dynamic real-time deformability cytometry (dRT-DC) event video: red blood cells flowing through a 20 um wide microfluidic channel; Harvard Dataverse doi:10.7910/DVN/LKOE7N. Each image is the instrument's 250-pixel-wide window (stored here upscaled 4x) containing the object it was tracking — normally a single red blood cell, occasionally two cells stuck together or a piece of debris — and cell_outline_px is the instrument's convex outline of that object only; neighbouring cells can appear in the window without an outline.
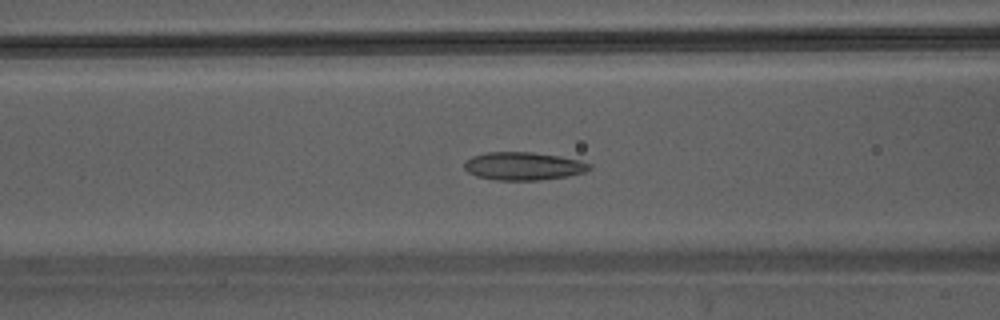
{"species": "Egyptian fruit bat (a non-hibernating species)", "species_latin": "Rousettus aegyptiacus", "temperature_condition": "warm", "stored_images_in_passage": 45, "camera_frame_rate_fps": 3000, "um_per_image_px": 0.085, "animal": {"sex": "male"}, "frame": {"image": 1, "passage_image": 19, "time_ms": 6.0, "image_size_px": [1000, 320], "cell_outline_px": [[592, 168], [584, 172], [568, 176], [540, 180], [496, 180], [476, 176], [468, 172], [464, 168], [464, 164], [472, 156], [488, 152], [532, 152], [560, 156], [580, 160], [592, 164]], "centroid_in_image_um": [44.51, 14.12], "position_along_channel_um": 122.1, "area_um2": 20.46}}
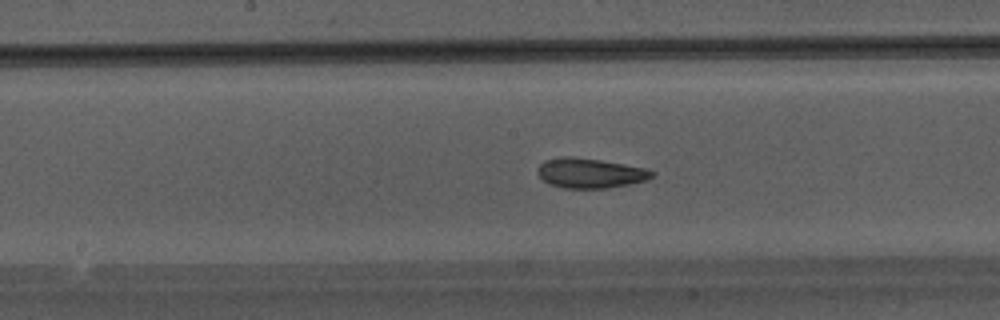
{"frame": {"image": 2, "passage_image": 24, "time_ms": 7.667, "image_size_px": [1000, 320], "cell_outline_px": [[656, 176], [648, 180], [608, 188], [564, 188], [552, 184], [544, 180], [536, 172], [536, 168], [544, 160], [564, 156], [572, 156], [600, 160], [624, 164], [644, 168], [656, 172]], "centroid_in_image_um": [50.18, 14.71], "position_along_channel_um": 198.0, "area_um2": 19.94}}
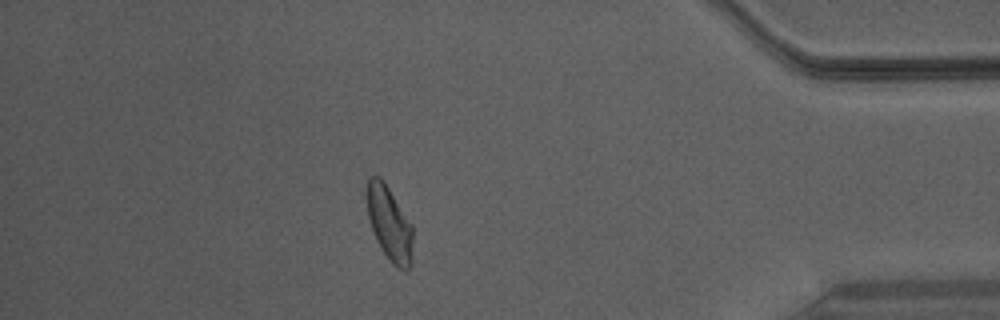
{"frame": {"image": 3, "passage_image": 40, "time_ms": 13.0, "image_size_px": [1000, 320], "cell_outline_px": [[412, 264], [404, 272], [396, 268], [388, 260], [376, 240], [368, 216], [368, 176], [380, 176], [412, 224]], "centroid_in_image_um": [33.13, 19.07], "position_along_channel_um": 402.1, "area_um2": 19.71}}